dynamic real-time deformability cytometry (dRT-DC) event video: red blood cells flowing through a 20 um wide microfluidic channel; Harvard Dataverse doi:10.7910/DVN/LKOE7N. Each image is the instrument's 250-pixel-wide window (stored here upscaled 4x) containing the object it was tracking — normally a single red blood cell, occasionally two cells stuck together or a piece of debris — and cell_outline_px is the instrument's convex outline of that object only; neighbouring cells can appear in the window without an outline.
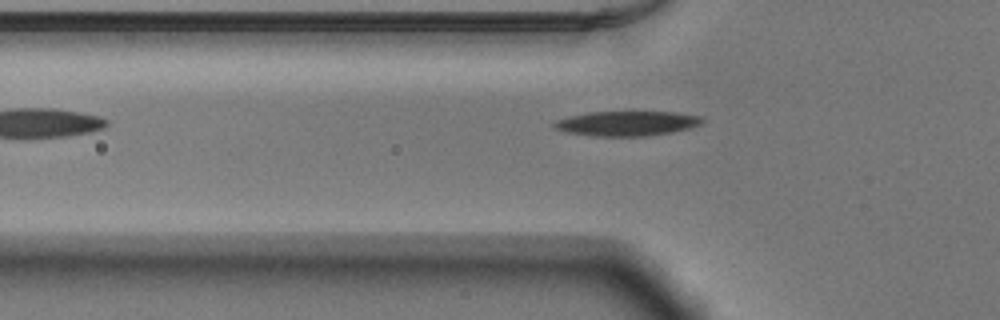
{"species": "Egyptian fruit bat (a non-hibernating species)", "species_latin": "Rousettus aegyptiacus", "temperature_condition": "warm", "stored_images_in_passage": 38, "camera_frame_rate_fps": 3000, "um_per_image_px": 0.085, "animal": {"sex": "male"}, "frame": {"image": 1, "passage_image": 4, "time_ms": 1.0, "image_size_px": [1000, 320], "cell_outline_px": [[704, 120], [700, 124], [692, 128], [672, 132], [644, 136], [592, 136], [564, 132], [556, 128], [552, 124], [556, 120], [588, 112], [632, 108], [676, 112], [700, 116]], "centroid_in_image_um": [53.32, 10.43], "position_along_channel_um": 72.5, "area_um2": 22.6}}
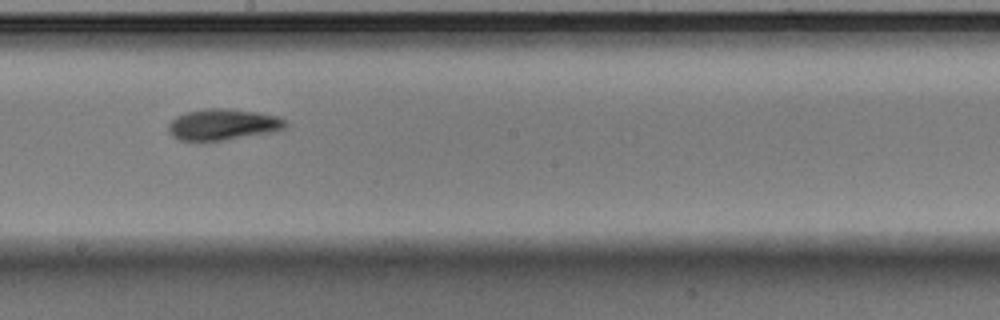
{"frame": {"image": 2, "passage_image": 16, "time_ms": 5.0, "image_size_px": [1000, 320], "cell_outline_px": [[288, 124], [284, 128], [276, 132], [224, 140], [196, 144], [180, 140], [172, 136], [168, 132], [168, 124], [176, 116], [184, 112], [208, 108], [224, 108], [256, 112], [276, 116], [284, 120]], "centroid_in_image_um": [18.88, 10.62], "position_along_channel_um": 229.3, "area_um2": 21.91}}
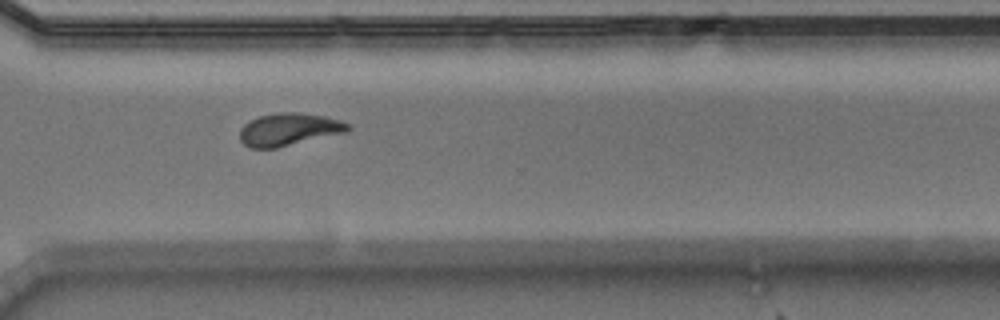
{"frame": {"image": 3, "passage_image": 25, "time_ms": 8.0, "image_size_px": [1000, 320], "cell_outline_px": [[352, 128], [348, 132], [276, 148], [248, 148], [240, 140], [240, 128], [248, 120], [260, 116], [280, 112], [296, 112], [324, 116], [340, 120], [352, 124]], "centroid_in_image_um": [24.58, 11.0], "position_along_channel_um": 346.0, "area_um2": 20.75}, "authors_computed_cell_mechanics": {"area_um2": 20.4034, "velocity_mm_per_s": 3.8995, "shape_relaxation_time_tau1_ms": 2.5533, "shape_relaxation_time_tau2_ms": 2.7419, "deformation_change_tau1": 0.1465, "deformation_change_tau2": 0.1013}}